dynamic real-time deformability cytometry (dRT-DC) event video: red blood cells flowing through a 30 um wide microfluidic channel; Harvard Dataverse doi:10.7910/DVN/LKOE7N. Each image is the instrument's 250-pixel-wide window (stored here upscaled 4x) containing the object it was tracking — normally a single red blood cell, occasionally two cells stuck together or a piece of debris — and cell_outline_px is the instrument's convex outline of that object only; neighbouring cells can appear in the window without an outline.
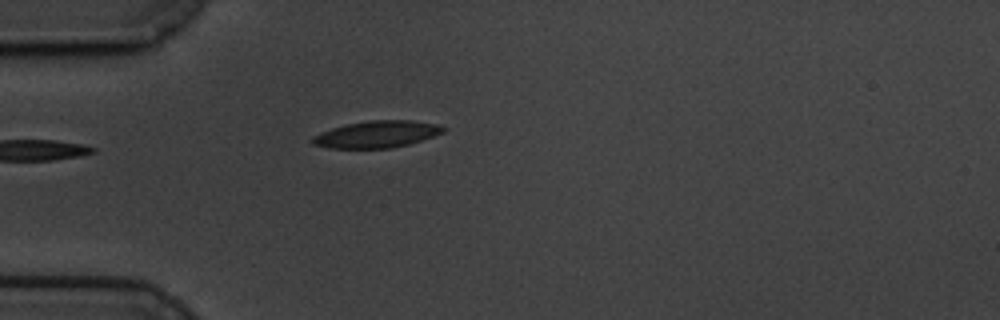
{"species": "common noctule bat (a hibernating species)", "species_latin": "Nyctalus noctula", "temperature_condition": "cold", "stored_images_in_passage": 17, "camera_frame_rate_fps": 3000, "um_per_image_px": 0.085, "animal": {"sex": "male", "body_mass_g": 19.5, "forearm_length_mm": 54.6}, "frame": {"image": 1, "passage_image": 1, "time_ms": 0.0, "image_size_px": [1000, 320], "cell_outline_px": [[448, 128], [444, 132], [408, 144], [392, 148], [328, 148], [312, 144], [312, 136], [320, 132], [332, 128], [348, 124], [372, 120], [412, 120], [440, 124]], "centroid_in_image_um": [32.05, 11.41], "position_along_channel_um": 53.0, "area_um2": 20.46}}
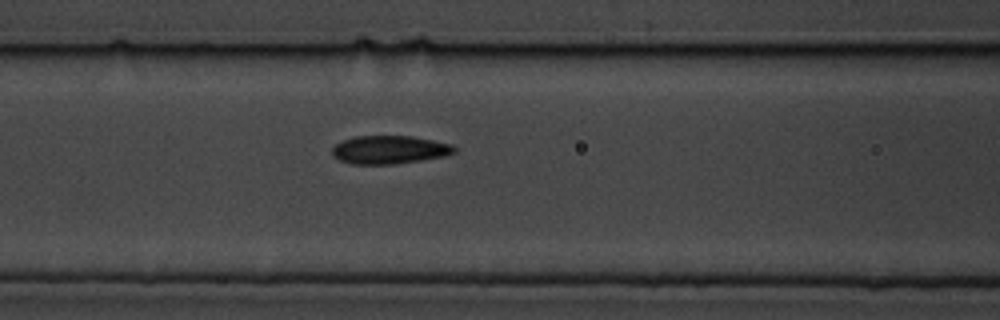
{"frame": {"image": 2, "passage_image": 9, "time_ms": 2.667, "image_size_px": [1000, 320], "cell_outline_px": [[456, 152], [444, 156], [396, 164], [352, 164], [340, 160], [332, 156], [332, 148], [336, 144], [344, 140], [356, 136], [412, 136], [452, 144], [456, 148]], "centroid_in_image_um": [33.1, 12.73], "position_along_channel_um": 133.5, "area_um2": 20.06}}
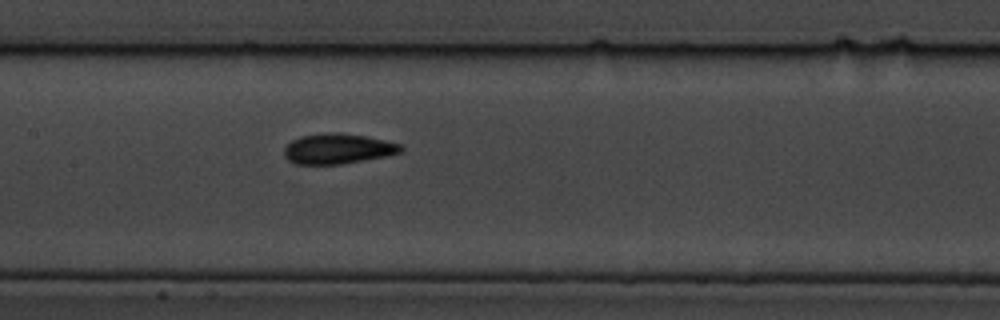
{"frame": {"image": 3, "passage_image": 13, "time_ms": 4.0, "image_size_px": [1000, 320], "cell_outline_px": [[404, 152], [384, 156], [340, 164], [296, 164], [288, 160], [284, 156], [284, 148], [292, 140], [300, 136], [332, 132], [340, 132], [364, 136], [384, 140], [400, 144], [404, 148]], "centroid_in_image_um": [28.71, 12.64], "position_along_channel_um": 178.7, "area_um2": 20.46}}